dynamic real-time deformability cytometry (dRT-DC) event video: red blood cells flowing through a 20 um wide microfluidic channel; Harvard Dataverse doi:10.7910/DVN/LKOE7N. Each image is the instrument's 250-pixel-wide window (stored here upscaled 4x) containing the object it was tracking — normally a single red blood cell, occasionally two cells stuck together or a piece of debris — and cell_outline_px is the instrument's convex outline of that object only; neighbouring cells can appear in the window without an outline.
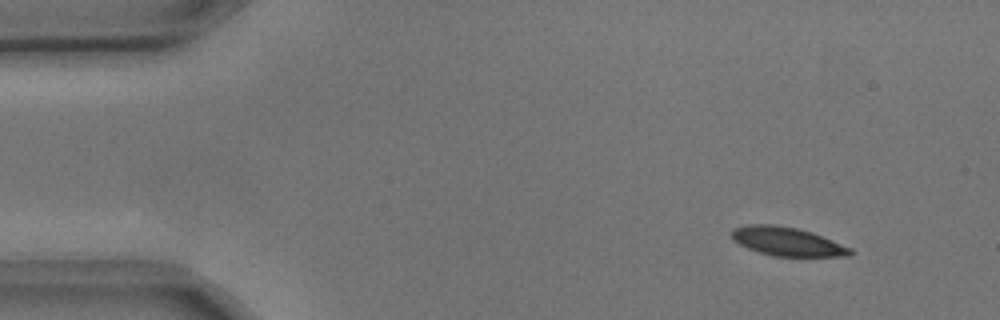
{"species": "common noctule bat (a hibernating species)", "species_latin": "Nyctalus noctula", "temperature_condition": "cold", "stored_images_in_passage": 3, "camera_frame_rate_fps": 3000, "um_per_image_px": 0.085, "animal": {"sex": "male", "body_mass_g": 17.9, "forearm_length_mm": 54.2}, "frame": {"image": 1, "passage_image": 1, "time_ms": 0.0, "image_size_px": [1000, 320], "cell_outline_px": [[852, 256], [772, 256], [748, 248], [740, 244], [732, 236], [732, 228], [748, 224], [772, 224], [796, 228], [812, 232], [852, 248]], "centroid_in_image_um": [66.93, 20.52], "position_along_channel_um": 18.1, "area_um2": 19.65}}